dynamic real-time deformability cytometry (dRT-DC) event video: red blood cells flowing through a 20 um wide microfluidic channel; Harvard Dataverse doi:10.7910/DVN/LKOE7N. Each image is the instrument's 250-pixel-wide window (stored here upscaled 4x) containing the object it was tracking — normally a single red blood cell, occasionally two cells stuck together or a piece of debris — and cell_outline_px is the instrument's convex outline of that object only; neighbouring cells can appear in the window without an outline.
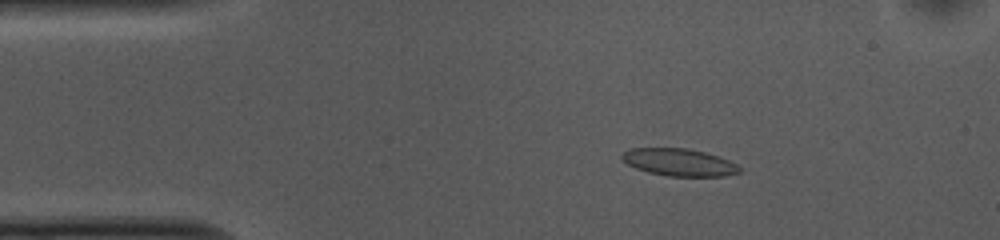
{"species": "common noctule bat (a hibernating species)", "species_latin": "Nyctalus noctula", "temperature_condition": "cold", "stored_images_in_passage": 52, "camera_frame_rate_fps": 3000, "um_per_image_px": 0.085, "animal": {"sex": "female", "body_mass_g": 10.0, "forearm_length_mm": 53.1}, "frame": {"image": 1, "passage_image": 8, "time_ms": 2.333, "image_size_px": [1000, 240], "cell_outline_px": [[740, 172], [724, 176], [668, 176], [648, 172], [636, 168], [628, 164], [620, 156], [628, 148], [688, 148], [704, 152], [728, 160], [736, 164], [740, 168]], "centroid_in_image_um": [57.7, 13.79], "position_along_channel_um": 27.3, "area_um2": 18.55}}
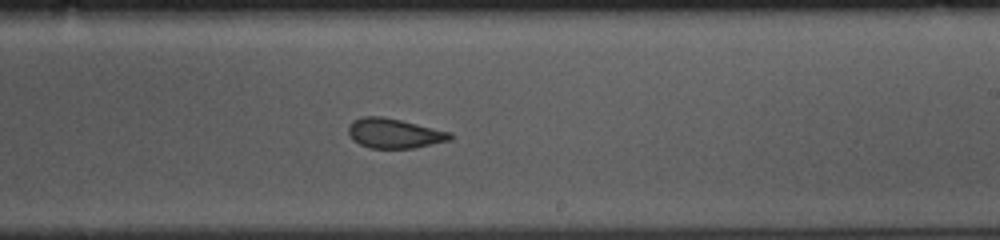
{"frame": {"image": 2, "passage_image": 30, "time_ms": 9.667, "image_size_px": [1000, 240], "cell_outline_px": [[452, 140], [416, 148], [368, 148], [352, 140], [348, 132], [348, 124], [352, 120], [360, 116], [384, 116], [452, 132]], "centroid_in_image_um": [33.5, 11.33], "position_along_channel_um": 255.5, "area_um2": 17.98}}
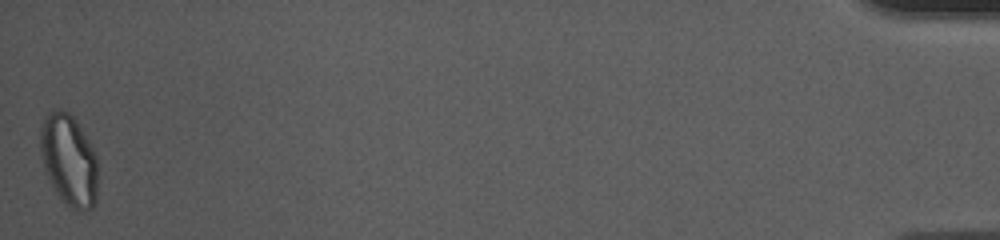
{"frame": {"image": 3, "passage_image": 52, "time_ms": 17.0, "image_size_px": [1000, 240], "cell_outline_px": [[96, 200], [92, 208], [84, 212], [80, 212], [60, 200], [44, 172], [40, 148], [40, 128], [44, 116], [52, 108], [60, 108], [68, 112], [76, 120], [88, 140], [96, 156]], "centroid_in_image_um": [5.82, 13.59], "position_along_channel_um": 429.4, "area_um2": 30.92}, "authors_computed_cell_mechanics": {"area_um2": 18.6116, "velocity_mm_per_s": 3.7332, "shape_relaxation_time_tau1_ms": 5.6586, "shape_relaxation_time_tau2_ms": 1.497, "deformation_change_tau1": 0.1649, "deformation_change_tau2": 0.0845}}